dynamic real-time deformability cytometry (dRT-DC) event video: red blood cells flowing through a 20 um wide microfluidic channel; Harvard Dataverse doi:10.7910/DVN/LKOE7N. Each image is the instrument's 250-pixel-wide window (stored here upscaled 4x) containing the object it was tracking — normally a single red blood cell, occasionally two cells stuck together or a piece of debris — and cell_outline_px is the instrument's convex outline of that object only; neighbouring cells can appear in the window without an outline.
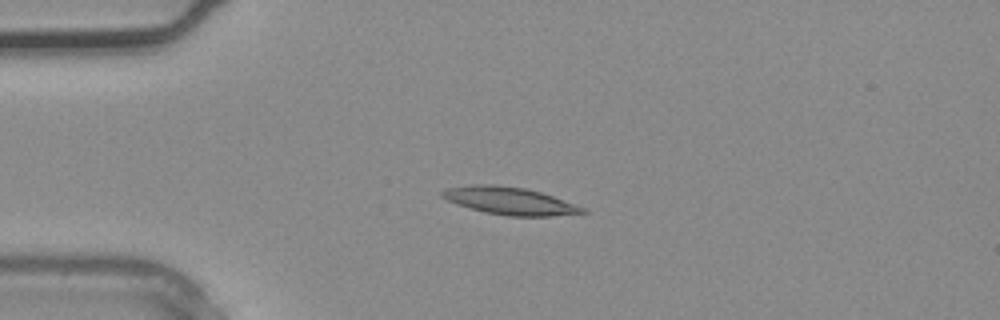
{"species": "common noctule bat (a hibernating species)", "species_latin": "Nyctalus noctula", "temperature_condition": "warm", "stored_images_in_passage": 3, "camera_frame_rate_fps": 3000, "um_per_image_px": 0.085, "animal": {"sex": "male", "body_mass_g": 20.4}, "frame": {"image": 1, "passage_image": 3, "time_ms": 0.667, "image_size_px": [1000, 320], "cell_outline_px": [[588, 212], [552, 216], [508, 216], [484, 212], [456, 204], [440, 196], [440, 192], [448, 188], [472, 184], [496, 184], [524, 188], [540, 192], [588, 208]], "centroid_in_image_um": [43.33, 17.07], "position_along_channel_um": 41.7, "area_um2": 22.54}}